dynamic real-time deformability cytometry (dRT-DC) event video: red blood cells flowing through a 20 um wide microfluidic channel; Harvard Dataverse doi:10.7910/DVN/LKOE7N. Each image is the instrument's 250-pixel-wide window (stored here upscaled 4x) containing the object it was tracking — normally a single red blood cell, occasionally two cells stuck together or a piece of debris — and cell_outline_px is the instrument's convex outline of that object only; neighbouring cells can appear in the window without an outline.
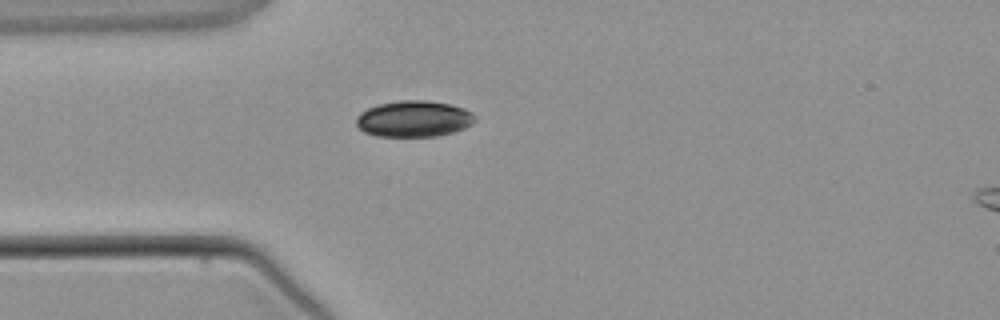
{"species": "common noctule bat (a hibernating species)", "species_latin": "Nyctalus noctula", "temperature_condition": "warm", "stored_images_in_passage": 1, "camera_frame_rate_fps": 3000, "um_per_image_px": 0.085, "animal": {"sex": "male", "body_mass_g": 21.5, "forearm_length_mm": 52.0}, "frame": {"image": 1, "passage_image": 1, "time_ms": 0.0, "image_size_px": [1000, 320], "cell_outline_px": [[476, 120], [472, 124], [464, 128], [452, 132], [436, 136], [376, 136], [364, 132], [356, 124], [356, 116], [360, 112], [376, 104], [400, 100], [424, 100], [452, 104], [464, 108], [472, 112], [476, 116]], "centroid_in_image_um": [35.18, 10.09], "position_along_channel_um": 49.8, "area_um2": 25.26}}